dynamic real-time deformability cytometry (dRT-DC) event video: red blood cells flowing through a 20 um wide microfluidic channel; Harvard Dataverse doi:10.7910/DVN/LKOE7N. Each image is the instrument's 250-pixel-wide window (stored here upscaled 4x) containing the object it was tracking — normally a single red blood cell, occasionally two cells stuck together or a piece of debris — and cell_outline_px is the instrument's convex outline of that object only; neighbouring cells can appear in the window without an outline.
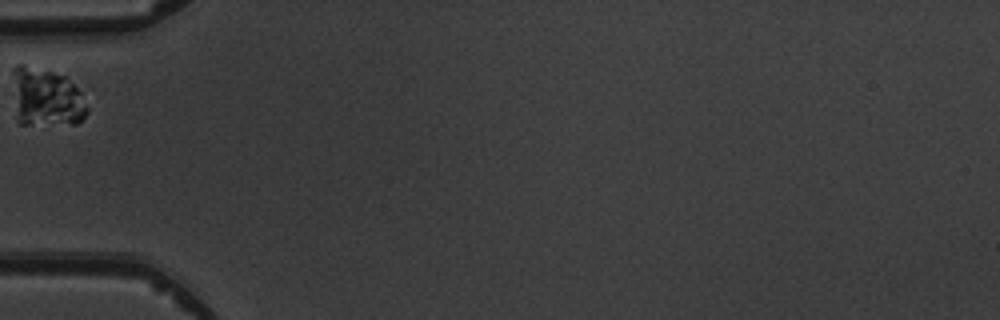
{"species": "common noctule bat (a hibernating species)", "species_latin": "Nyctalus noctula", "temperature_condition": "warm", "stored_images_in_passage": 9, "camera_frame_rate_fps": 3000, "um_per_image_px": 0.085, "animal": {"sex": "male", "body_mass_g": 19.5, "forearm_length_mm": 54.6}, "frame": {"image": 1, "passage_image": 1, "time_ms": 0.0, "image_size_px": [1000, 320], "cell_outline_px": [[88, 112], [76, 124], [20, 124], [16, 120], [12, 72], [12, 68], [16, 64], [24, 64], [52, 72], [64, 76], [80, 92], [88, 108]], "centroid_in_image_um": [3.88, 8.29], "position_along_channel_um": 81.1, "area_um2": 25.43}}
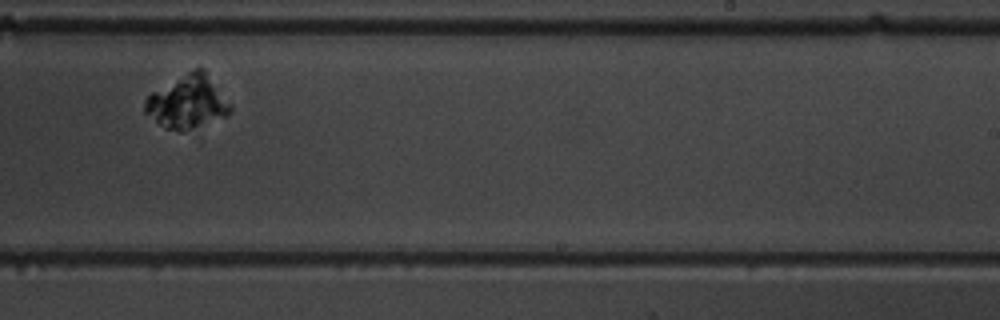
{"frame": {"image": 2, "passage_image": 6, "time_ms": 5.667, "image_size_px": [1000, 320], "cell_outline_px": [[232, 108], [228, 116], [192, 132], [180, 132], [164, 128], [144, 112], [144, 100], [152, 92], [188, 72], [196, 68], [204, 68], [232, 104]], "centroid_in_image_um": [15.99, 8.73], "position_along_channel_um": 273.0, "area_um2": 27.05}}
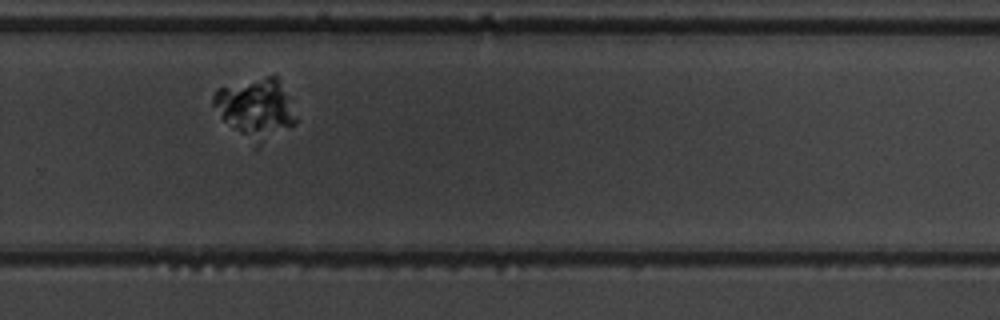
{"frame": {"image": 3, "passage_image": 7, "time_ms": 6.667, "image_size_px": [1000, 320], "cell_outline_px": [[296, 124], [252, 136], [248, 136], [240, 132], [224, 120], [220, 116], [212, 104], [212, 96], [216, 88], [268, 76], [276, 76], [296, 116]], "centroid_in_image_um": [21.64, 9.01], "position_along_channel_um": 308.2, "area_um2": 25.61}}